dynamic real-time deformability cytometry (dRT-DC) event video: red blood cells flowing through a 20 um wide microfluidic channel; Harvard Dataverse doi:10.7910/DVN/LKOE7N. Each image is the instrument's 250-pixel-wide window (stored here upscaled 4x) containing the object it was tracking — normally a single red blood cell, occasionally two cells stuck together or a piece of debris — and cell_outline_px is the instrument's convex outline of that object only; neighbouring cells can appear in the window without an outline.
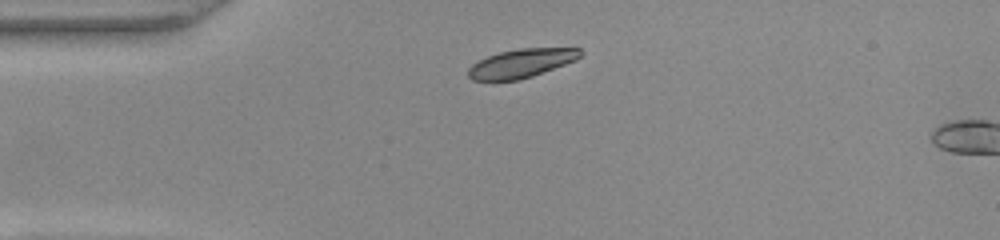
{"species": "common noctule bat (a hibernating species)", "species_latin": "Nyctalus noctula", "temperature_condition": "warm", "stored_images_in_passage": 3, "camera_frame_rate_fps": 3000, "um_per_image_px": 0.085, "animal": {"sex": "female", "body_mass_g": 22.0, "forearm_length_mm": 56.7}, "frame": {"image": 1, "passage_image": 1, "time_ms": 0.0, "image_size_px": [1000, 240], "cell_outline_px": [[584, 52], [576, 60], [532, 76], [516, 80], [472, 80], [468, 76], [468, 68], [472, 64], [488, 56], [500, 52], [520, 48], [580, 48]], "centroid_in_image_um": [44.32, 5.37], "position_along_channel_um": 40.7, "area_um2": 18.55}}